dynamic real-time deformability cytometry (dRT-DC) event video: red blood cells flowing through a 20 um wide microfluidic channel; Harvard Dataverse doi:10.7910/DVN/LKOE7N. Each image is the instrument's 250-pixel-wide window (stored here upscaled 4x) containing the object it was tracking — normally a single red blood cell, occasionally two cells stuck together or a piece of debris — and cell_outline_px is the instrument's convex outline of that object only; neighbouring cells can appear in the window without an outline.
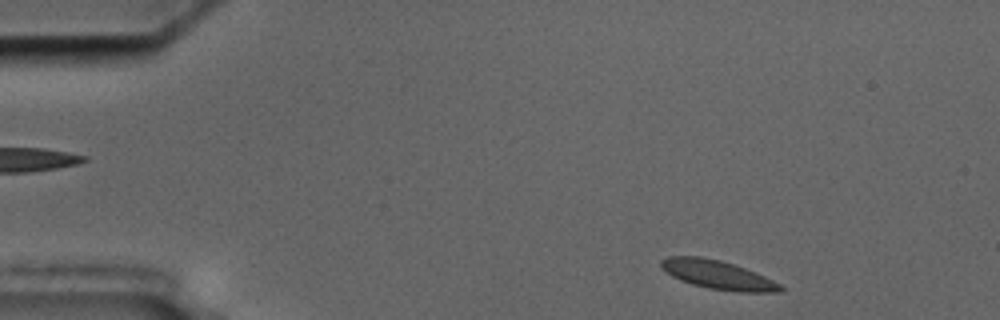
{"species": "common noctule bat (a hibernating species)", "species_latin": "Nyctalus noctula", "temperature_condition": "cold", "stored_images_in_passage": 51, "camera_frame_rate_fps": 3000, "um_per_image_px": 0.085, "animal": {"sex": "male", "body_mass_g": 17.5, "forearm_length_mm": 52.3}, "frame": {"image": 1, "passage_image": 2, "time_ms": 0.333, "image_size_px": [1000, 320], "cell_outline_px": [[784, 288], [780, 292], [740, 292], [708, 288], [692, 284], [680, 280], [672, 276], [660, 268], [660, 260], [668, 256], [700, 256], [720, 260], [756, 272], [780, 284]], "centroid_in_image_um": [60.97, 23.35], "position_along_channel_um": 24.0, "area_um2": 19.94}}
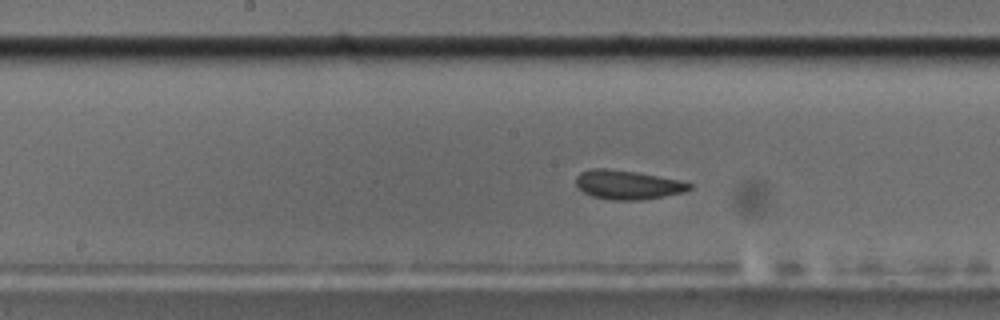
{"frame": {"image": 2, "passage_image": 23, "time_ms": 7.333, "image_size_px": [1000, 320], "cell_outline_px": [[692, 188], [684, 192], [664, 196], [640, 200], [612, 200], [592, 196], [584, 192], [576, 184], [576, 176], [580, 172], [592, 168], [604, 168], [636, 172], [680, 180], [692, 184]], "centroid_in_image_um": [53.35, 15.7], "position_along_channel_um": 194.9, "area_um2": 19.13}}
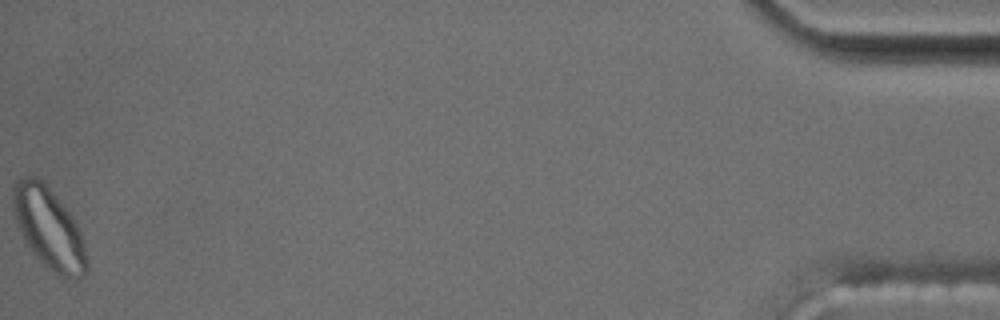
{"frame": {"image": 3, "passage_image": 51, "time_ms": 16.667, "image_size_px": [1000, 320], "cell_outline_px": [[88, 268], [84, 276], [64, 276], [56, 272], [44, 264], [36, 256], [24, 240], [16, 220], [12, 208], [12, 188], [16, 180], [24, 176], [36, 176], [44, 180], [72, 216], [84, 240], [88, 260]], "centroid_in_image_um": [4.14, 19.32], "position_along_channel_um": 431.1, "area_um2": 34.62}, "authors_computed_cell_mechanics": {"area_um2": 19.941, "velocity_mm_per_s": 3.5493, "shape_relaxation_time_tau1_ms": 8.1809, "shape_relaxation_time_tau2_ms": null, "deformation_change_tau1": 0.1093, "deformation_change_tau2": null}}